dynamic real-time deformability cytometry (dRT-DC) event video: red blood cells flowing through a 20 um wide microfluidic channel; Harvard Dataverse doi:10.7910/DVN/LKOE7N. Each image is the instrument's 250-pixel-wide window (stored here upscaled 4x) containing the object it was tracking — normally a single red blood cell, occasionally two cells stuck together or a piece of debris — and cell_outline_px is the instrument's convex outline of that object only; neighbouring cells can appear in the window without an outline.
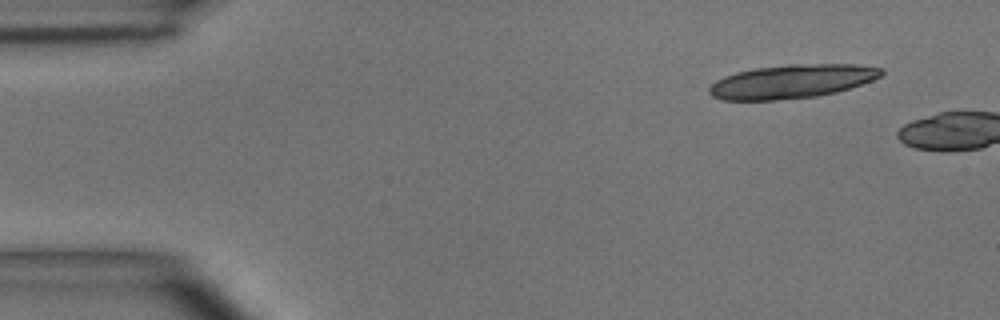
{"species": "common noctule bat (a hibernating species)", "species_latin": "Nyctalus noctula", "temperature_condition": "room temperature", "stored_images_in_passage": 5, "segment_of_instrument_passage": [2, 2], "camera_frame_rate_fps": 3000, "um_per_image_px": 0.085, "animal": {"sex": "male", "body_mass_g": 15.6}, "frame": {"image": 1, "passage_image": 5, "time_ms": 1.333, "image_size_px": [1000, 320], "cell_outline_px": [[884, 72], [880, 76], [872, 80], [836, 92], [816, 96], [776, 100], [720, 100], [712, 96], [708, 92], [708, 88], [716, 80], [724, 76], [736, 72], [756, 68], [788, 64], [856, 64], [884, 68]], "centroid_in_image_um": [67.28, 6.92], "position_along_channel_um": 17.7, "area_um2": 33.81}}